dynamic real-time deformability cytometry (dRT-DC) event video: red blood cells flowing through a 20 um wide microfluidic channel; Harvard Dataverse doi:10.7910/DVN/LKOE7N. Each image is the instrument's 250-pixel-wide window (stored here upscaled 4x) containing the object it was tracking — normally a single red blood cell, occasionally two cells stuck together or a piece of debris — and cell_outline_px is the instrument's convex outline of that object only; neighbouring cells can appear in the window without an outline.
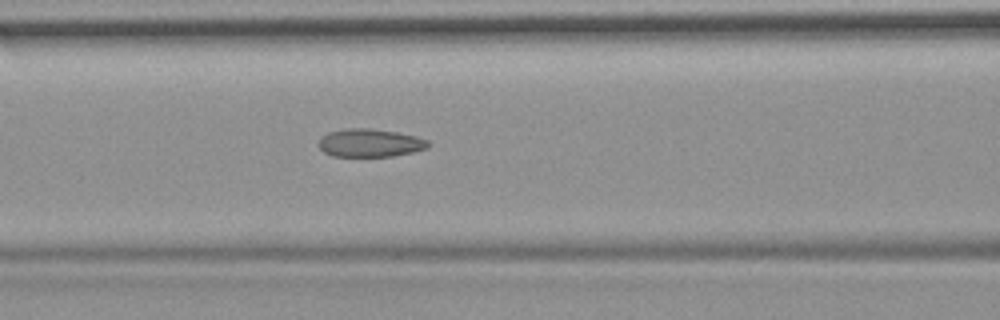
{"species": "common noctule bat (a hibernating species)", "species_latin": "Nyctalus noctula", "temperature_condition": "room temperature", "stored_images_in_passage": 32, "camera_frame_rate_fps": 3000, "um_per_image_px": 0.085, "animal": {"sex": "female", "body_mass_g": 19.9}, "frame": {"image": 1, "passage_image": 10, "time_ms": 3.0, "image_size_px": [1000, 320], "cell_outline_px": [[432, 144], [428, 148], [412, 152], [392, 156], [332, 156], [324, 152], [316, 144], [320, 136], [328, 132], [348, 128], [368, 128], [396, 132], [416, 136], [428, 140]], "centroid_in_image_um": [31.43, 12.14], "position_along_channel_um": 135.2, "area_um2": 18.09}}
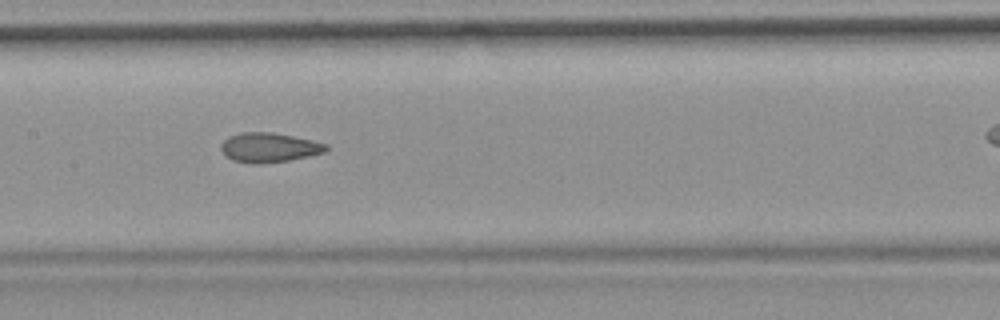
{"frame": {"image": 2, "passage_image": 14, "time_ms": 4.333, "image_size_px": [1000, 320], "cell_outline_px": [[328, 148], [324, 152], [308, 156], [288, 160], [260, 164], [252, 164], [232, 160], [224, 156], [220, 148], [220, 144], [228, 136], [240, 132], [272, 132], [312, 140], [328, 144]], "centroid_in_image_um": [22.82, 12.54], "position_along_channel_um": 184.6, "area_um2": 18.21}}
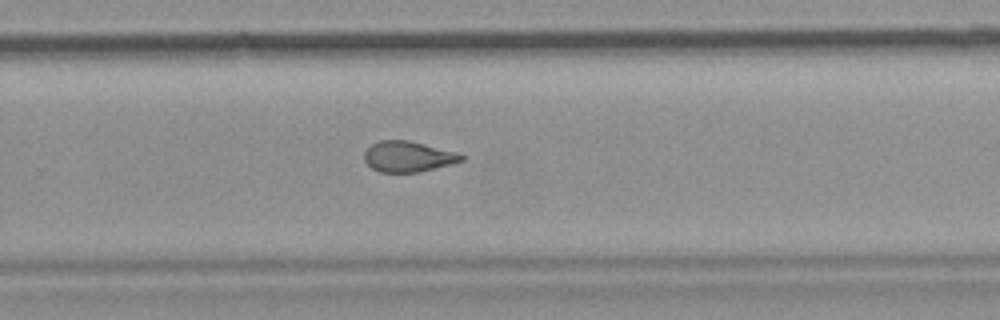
{"frame": {"image": 3, "passage_image": 23, "time_ms": 7.333, "image_size_px": [1000, 320], "cell_outline_px": [[464, 160], [452, 164], [420, 172], [380, 172], [372, 168], [364, 160], [364, 152], [372, 144], [380, 140], [408, 140], [456, 152], [464, 156]], "centroid_in_image_um": [34.68, 13.31], "position_along_channel_um": 295.1, "area_um2": 17.28}}